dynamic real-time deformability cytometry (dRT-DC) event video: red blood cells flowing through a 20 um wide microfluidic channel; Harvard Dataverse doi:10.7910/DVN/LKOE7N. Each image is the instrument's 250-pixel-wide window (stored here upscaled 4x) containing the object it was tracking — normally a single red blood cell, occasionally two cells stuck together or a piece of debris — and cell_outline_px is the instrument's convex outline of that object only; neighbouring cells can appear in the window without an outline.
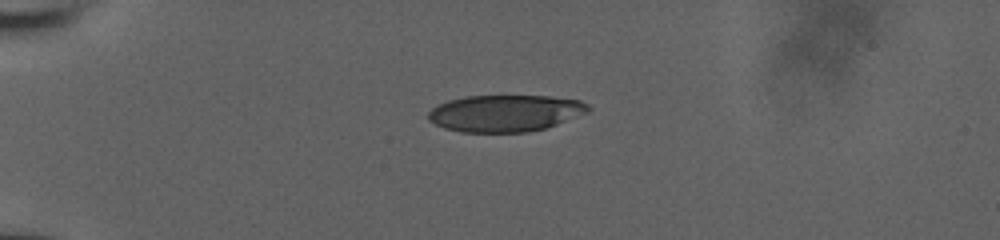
{"species": "human", "species_latin": "Homo sapiens", "temperature_condition": "room temperature", "stored_images_in_passage": 6, "camera_frame_rate_fps": 3000, "um_per_image_px": 0.085, "donor": {"sex": "male"}, "frame": {"image": 1, "passage_image": 1, "time_ms": 0.0, "image_size_px": [1000, 240], "cell_outline_px": [[592, 108], [588, 112], [556, 124], [544, 128], [528, 132], [460, 132], [444, 128], [428, 120], [428, 112], [432, 108], [448, 100], [464, 96], [548, 96], [580, 100], [588, 104]], "centroid_in_image_um": [42.93, 9.62], "position_along_channel_um": 42.1, "area_um2": 34.22}}
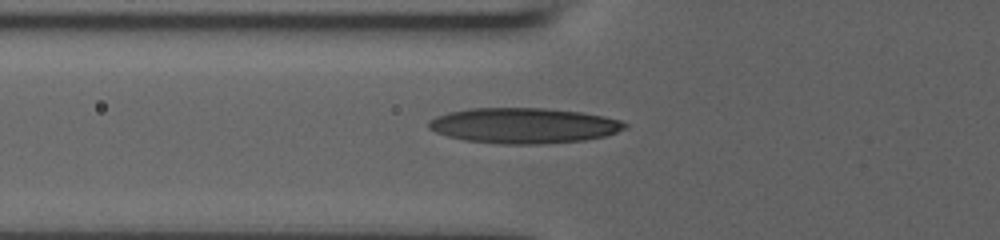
{"frame": {"image": 2, "passage_image": 5, "time_ms": 2.333, "image_size_px": [1000, 240], "cell_outline_px": [[628, 128], [604, 136], [584, 140], [548, 144], [500, 144], [464, 140], [448, 136], [436, 132], [428, 128], [428, 120], [436, 116], [448, 112], [468, 108], [544, 108], [580, 112], [620, 120], [628, 124]], "centroid_in_image_um": [44.49, 10.68], "position_along_channel_um": 81.3, "area_um2": 40.63}}